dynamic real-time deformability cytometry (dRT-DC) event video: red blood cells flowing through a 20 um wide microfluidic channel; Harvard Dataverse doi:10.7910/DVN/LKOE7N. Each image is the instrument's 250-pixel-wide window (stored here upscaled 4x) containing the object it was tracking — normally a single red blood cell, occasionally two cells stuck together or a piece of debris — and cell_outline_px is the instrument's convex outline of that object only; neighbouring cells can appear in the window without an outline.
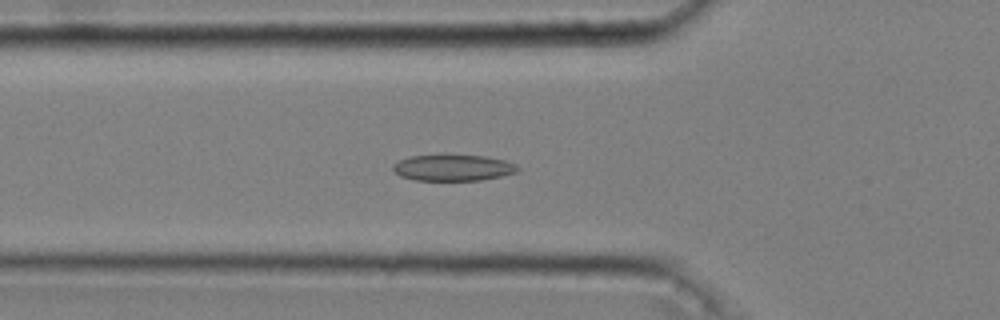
{"species": "common noctule bat (a hibernating species)", "species_latin": "Nyctalus noctula", "temperature_condition": "cold", "stored_images_in_passage": 37, "camera_frame_rate_fps": 3000, "um_per_image_px": 0.085, "animal": {"sex": "male", "body_mass_g": 20.4}, "frame": {"image": 1, "passage_image": 3, "time_ms": 0.667, "image_size_px": [1000, 320], "cell_outline_px": [[520, 168], [516, 172], [500, 176], [480, 180], [416, 180], [400, 176], [392, 168], [392, 164], [408, 156], [484, 156], [504, 160], [516, 164]], "centroid_in_image_um": [38.5, 14.27], "position_along_channel_um": 87.3, "area_um2": 18.67}}
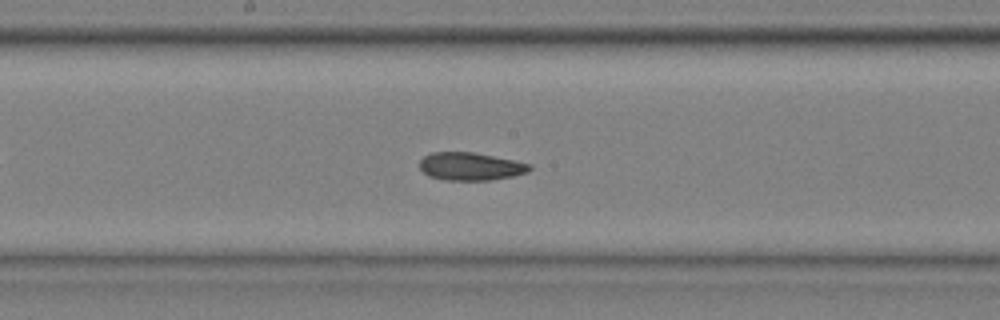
{"frame": {"image": 2, "passage_image": 13, "time_ms": 4.0, "image_size_px": [1000, 320], "cell_outline_px": [[532, 168], [528, 172], [512, 176], [488, 180], [444, 180], [428, 176], [420, 168], [420, 160], [424, 156], [432, 152], [472, 152], [532, 164]], "centroid_in_image_um": [39.98, 14.15], "position_along_channel_um": 208.2, "area_um2": 17.74}}
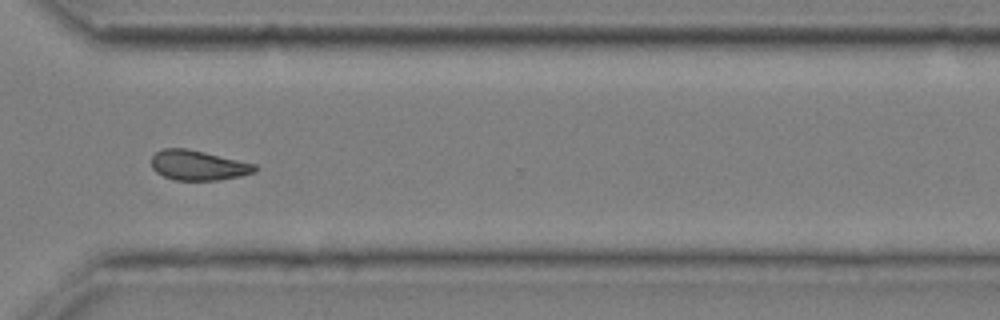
{"frame": {"image": 3, "passage_image": 25, "time_ms": 8.0, "image_size_px": [1000, 320], "cell_outline_px": [[260, 168], [256, 172], [240, 176], [220, 180], [176, 180], [164, 176], [156, 172], [152, 168], [152, 156], [156, 152], [164, 148], [188, 148], [256, 164]], "centroid_in_image_um": [16.88, 14.05], "position_along_channel_um": 353.7, "area_um2": 18.15}, "authors_computed_cell_mechanics": {"area_um2": 18.3226, "velocity_mm_per_s": 3.6234, "shape_relaxation_time_tau1_ms": 6.5118, "shape_relaxation_time_tau2_ms": 3.202, "deformation_change_tau1": 0.1383, "deformation_change_tau2": 0.0993}}